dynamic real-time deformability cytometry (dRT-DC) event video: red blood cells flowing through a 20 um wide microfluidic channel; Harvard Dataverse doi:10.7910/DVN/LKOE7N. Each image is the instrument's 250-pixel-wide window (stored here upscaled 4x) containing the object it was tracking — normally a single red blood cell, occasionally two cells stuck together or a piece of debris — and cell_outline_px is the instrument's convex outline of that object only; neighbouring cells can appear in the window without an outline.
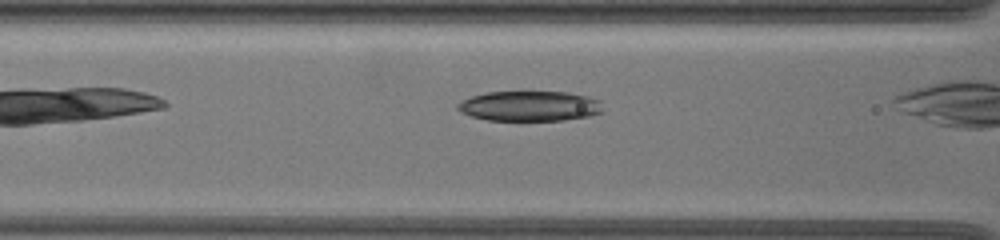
{"species": "common noctule bat (a hibernating species)", "species_latin": "Nyctalus noctula", "temperature_condition": "warm", "stored_images_in_passage": 27, "camera_frame_rate_fps": 3000, "um_per_image_px": 0.085, "animal": {"sex": "female", "body_mass_g": 19.5, "forearm_length_mm": 54.1}, "frame": {"image": 1, "passage_image": 5, "time_ms": 1.333, "image_size_px": [1000, 240], "cell_outline_px": [[604, 112], [588, 116], [564, 120], [488, 120], [472, 116], [460, 112], [456, 108], [456, 104], [472, 96], [488, 92], [568, 92], [588, 96], [600, 100]], "centroid_in_image_um": [45.05, 9.01], "position_along_channel_um": 121.6, "area_um2": 25.49}}
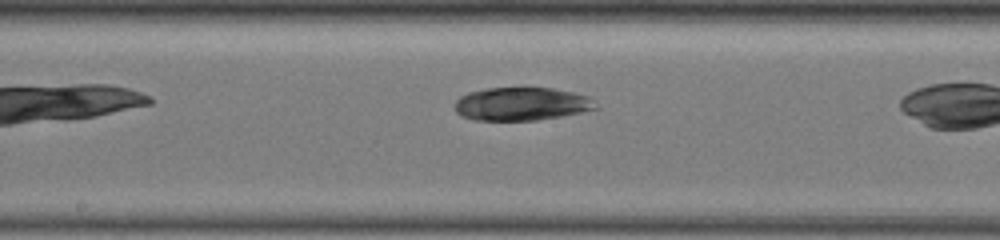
{"frame": {"image": 2, "passage_image": 12, "time_ms": 3.667, "image_size_px": [1000, 240], "cell_outline_px": [[600, 108], [560, 116], [536, 120], [476, 120], [460, 116], [456, 112], [456, 100], [460, 96], [468, 92], [488, 88], [552, 88], [572, 92], [588, 96]], "centroid_in_image_um": [44.32, 8.83], "position_along_channel_um": 203.9, "area_um2": 27.11}}